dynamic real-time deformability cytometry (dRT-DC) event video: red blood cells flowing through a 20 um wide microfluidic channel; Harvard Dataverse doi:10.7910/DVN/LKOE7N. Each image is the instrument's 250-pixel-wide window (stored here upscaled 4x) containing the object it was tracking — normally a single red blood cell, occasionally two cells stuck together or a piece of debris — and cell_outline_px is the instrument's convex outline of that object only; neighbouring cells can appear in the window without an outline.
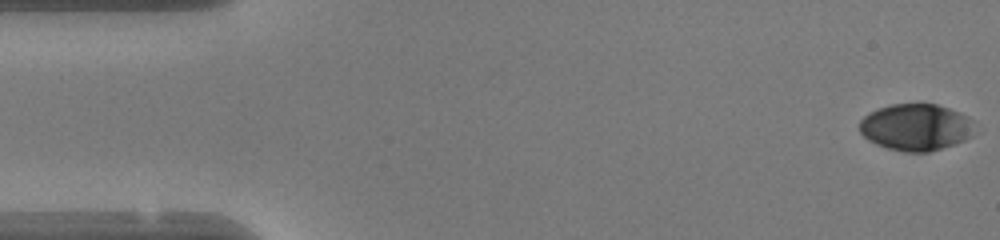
{"species": "human", "species_latin": "Homo sapiens", "temperature_condition": "warm", "stored_images_in_passage": 48, "camera_frame_rate_fps": 3000, "um_per_image_px": 0.085, "donor": {"sex": "female"}, "frame": {"image": 1, "passage_image": 1, "time_ms": 0.0, "image_size_px": [1000, 240], "cell_outline_px": [[984, 132], [964, 140], [928, 152], [904, 152], [888, 148], [876, 144], [868, 140], [860, 132], [860, 120], [868, 112], [892, 104], [936, 104], [960, 112], [976, 120]], "centroid_in_image_um": [77.98, 10.81], "position_along_channel_um": 7.0, "area_um2": 32.14}}
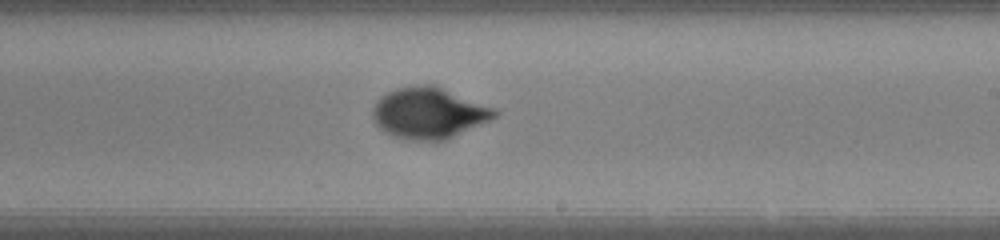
{"frame": {"image": 2, "passage_image": 28, "time_ms": 9.0, "image_size_px": [1000, 240], "cell_outline_px": [[500, 112], [496, 116], [488, 120], [436, 144], [408, 140], [392, 136], [384, 132], [376, 124], [372, 116], [372, 108], [376, 100], [388, 92], [396, 88], [420, 84], [436, 84], [496, 108]], "centroid_in_image_um": [36.43, 9.62], "position_along_channel_um": 252.6, "area_um2": 37.05}}
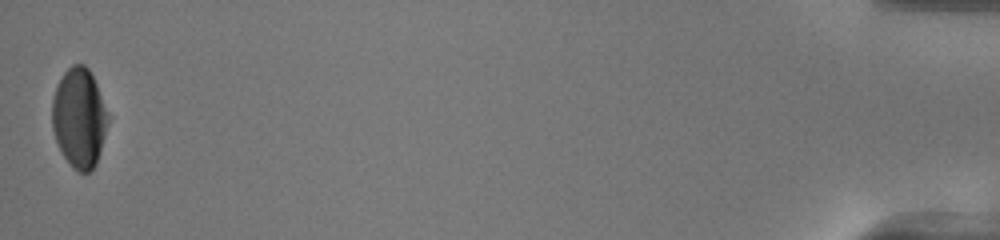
{"frame": {"image": 3, "passage_image": 48, "time_ms": 15.667, "image_size_px": [1000, 240], "cell_outline_px": [[112, 116], [96, 164], [88, 172], [80, 172], [72, 168], [64, 156], [56, 140], [52, 128], [52, 100], [56, 88], [64, 72], [72, 64], [84, 64], [88, 68]], "centroid_in_image_um": [6.77, 10.02], "position_along_channel_um": 428.4, "area_um2": 32.77}, "authors_computed_cell_mechanics": {"area_um2": 35.0268, "velocity_mm_per_s": 4.2025, "shape_relaxation_time_tau1_ms": 4.6779, "shape_relaxation_time_tau2_ms": null, "deformation_change_tau1": 0.2119, "deformation_change_tau2": null}}